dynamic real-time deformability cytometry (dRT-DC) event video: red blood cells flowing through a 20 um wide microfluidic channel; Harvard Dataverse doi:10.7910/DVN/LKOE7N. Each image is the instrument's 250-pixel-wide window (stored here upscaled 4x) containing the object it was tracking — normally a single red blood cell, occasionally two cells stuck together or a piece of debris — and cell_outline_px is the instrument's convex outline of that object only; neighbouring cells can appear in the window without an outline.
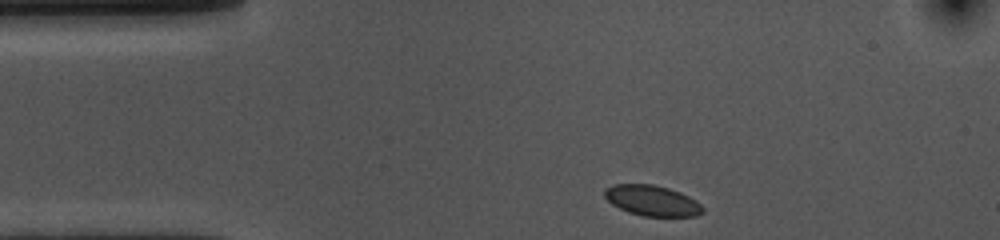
{"species": "common noctule bat (a hibernating species)", "species_latin": "Nyctalus noctula", "temperature_condition": "cold", "stored_images_in_passage": 35, "camera_frame_rate_fps": 3000, "um_per_image_px": 0.085, "animal": {"sex": "female", "body_mass_g": 10.0, "forearm_length_mm": 53.1}, "frame": {"image": 1, "passage_image": 1, "time_ms": 0.0, "image_size_px": [1000, 240], "cell_outline_px": [[704, 212], [696, 216], [644, 216], [628, 212], [612, 204], [604, 196], [604, 188], [612, 184], [652, 184], [668, 188], [680, 192], [696, 200], [704, 208]], "centroid_in_image_um": [55.42, 17.04], "position_along_channel_um": 29.6, "area_um2": 17.51}}
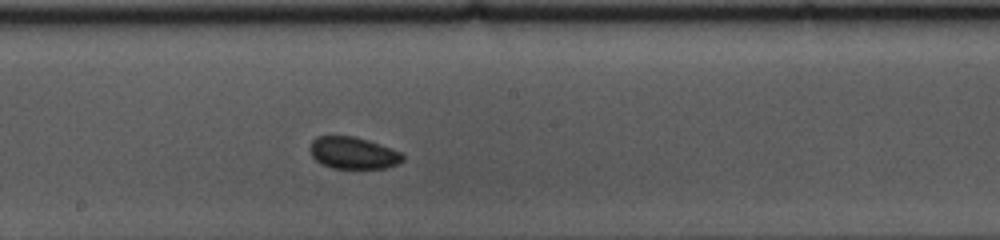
{"frame": {"image": 2, "passage_image": 20, "time_ms": 6.333, "image_size_px": [1000, 240], "cell_outline_px": [[404, 160], [388, 168], [332, 168], [316, 160], [312, 156], [308, 148], [312, 140], [316, 136], [352, 136], [368, 140], [380, 144], [400, 152], [404, 156]], "centroid_in_image_um": [30.0, 12.99], "position_along_channel_um": 218.2, "area_um2": 17.22}}
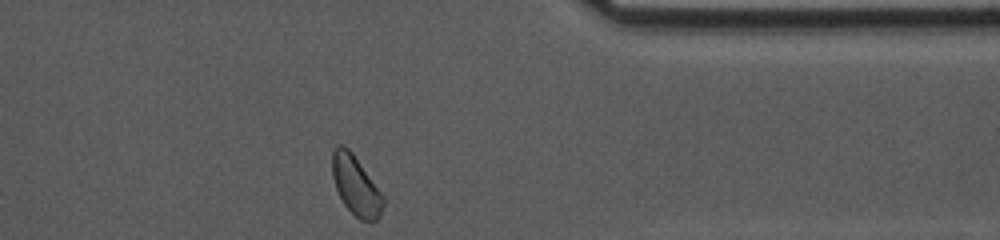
{"frame": {"image": 3, "passage_image": 35, "time_ms": 11.333, "image_size_px": [1000, 240], "cell_outline_px": [[384, 204], [380, 216], [376, 220], [360, 220], [344, 204], [336, 188], [332, 176], [332, 152], [336, 144], [344, 144], [352, 152], [384, 196]], "centroid_in_image_um": [30.24, 15.74], "position_along_channel_um": 381.2, "area_um2": 17.51}, "authors_computed_cell_mechanics": {"area_um2": 17.5712, "velocity_mm_per_s": 3.5732, "shape_relaxation_time_tau1_ms": 8.9506, "shape_relaxation_time_tau2_ms": null, "deformation_change_tau1": 0.0626, "deformation_change_tau2": null}}